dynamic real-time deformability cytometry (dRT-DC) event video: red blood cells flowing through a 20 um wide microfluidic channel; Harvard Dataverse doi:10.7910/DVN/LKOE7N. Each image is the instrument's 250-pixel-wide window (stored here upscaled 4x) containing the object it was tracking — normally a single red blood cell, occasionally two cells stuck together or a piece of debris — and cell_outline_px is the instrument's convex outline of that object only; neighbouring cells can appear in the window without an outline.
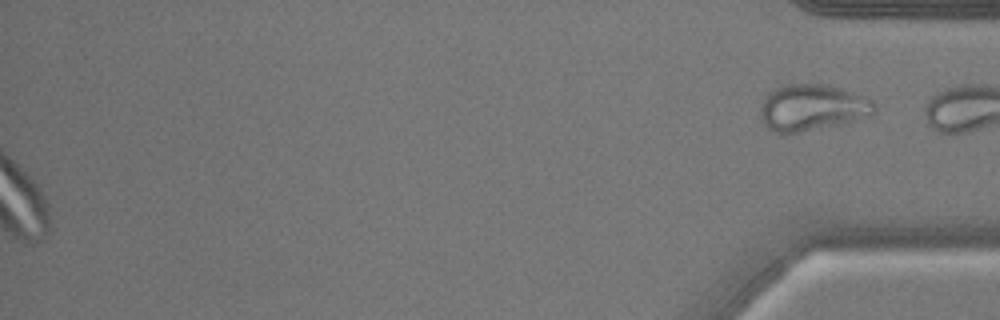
{"species": "common noctule bat (a hibernating species)", "species_latin": "Nyctalus noctula", "temperature_condition": "warm", "stored_images_in_passage": 41, "segment_of_instrument_passage": [2, 2], "camera_frame_rate_fps": 3000, "um_per_image_px": 0.085, "animal": {"sex": "male", "body_mass_g": 17.9}, "frame": {"image": 1, "passage_image": 41, "time_ms": 13.333, "image_size_px": [1000, 320], "cell_outline_px": [[876, 112], [872, 116], [856, 120], [776, 136], [760, 120], [760, 108], [768, 92], [784, 84], [820, 84], [840, 88], [864, 96], [872, 100], [876, 108]], "centroid_in_image_um": [69.0, 9.15], "position_along_channel_um": 366.2, "area_um2": 30.87}}